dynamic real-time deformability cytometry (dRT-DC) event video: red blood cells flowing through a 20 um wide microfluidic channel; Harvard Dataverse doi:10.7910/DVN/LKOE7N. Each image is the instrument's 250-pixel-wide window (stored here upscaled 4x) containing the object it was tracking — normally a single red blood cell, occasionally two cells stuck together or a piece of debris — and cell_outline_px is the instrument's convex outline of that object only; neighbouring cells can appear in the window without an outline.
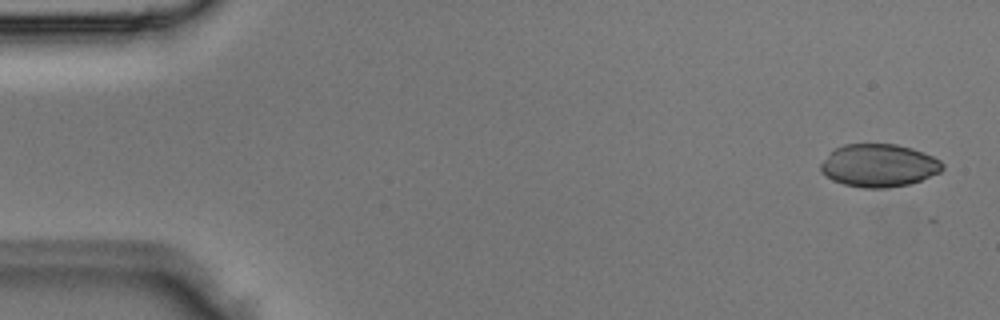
{"species": "Egyptian fruit bat (a non-hibernating species)", "species_latin": "Rousettus aegyptiacus", "temperature_condition": "room temperature", "stored_images_in_passage": 4, "camera_frame_rate_fps": 3000, "um_per_image_px": 0.085, "animal": {"sex": "male"}, "frame": {"image": 1, "passage_image": 1, "time_ms": 0.0, "image_size_px": [1000, 320], "cell_outline_px": [[944, 168], [940, 172], [920, 180], [908, 184], [888, 188], [864, 188], [844, 184], [832, 180], [820, 172], [820, 164], [836, 148], [844, 144], [896, 144], [912, 148], [932, 156], [940, 160], [944, 164]], "centroid_in_image_um": [74.71, 14.07], "position_along_channel_um": 10.3, "area_um2": 30.29}}
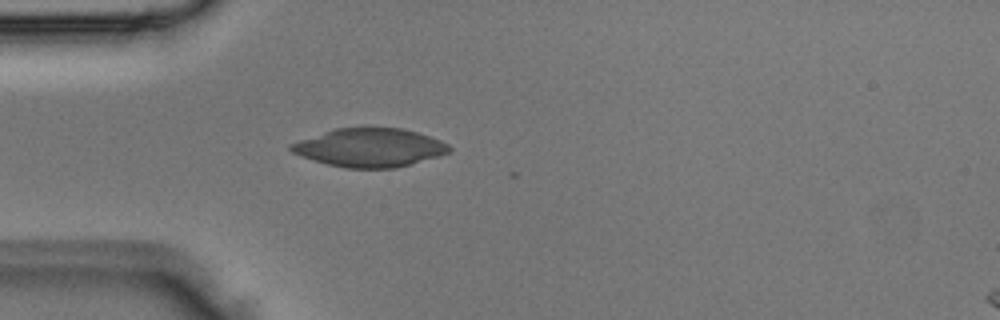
{"frame": {"image": 2, "passage_image": 4, "time_ms": 1.0, "image_size_px": [1000, 320], "cell_outline_px": [[452, 152], [440, 156], [396, 168], [344, 168], [328, 164], [300, 156], [292, 152], [288, 148], [288, 144], [336, 128], [364, 124], [400, 128], [416, 132], [440, 140], [448, 144], [452, 148]], "centroid_in_image_um": [31.43, 12.51], "position_along_channel_um": 53.6, "area_um2": 36.3}}